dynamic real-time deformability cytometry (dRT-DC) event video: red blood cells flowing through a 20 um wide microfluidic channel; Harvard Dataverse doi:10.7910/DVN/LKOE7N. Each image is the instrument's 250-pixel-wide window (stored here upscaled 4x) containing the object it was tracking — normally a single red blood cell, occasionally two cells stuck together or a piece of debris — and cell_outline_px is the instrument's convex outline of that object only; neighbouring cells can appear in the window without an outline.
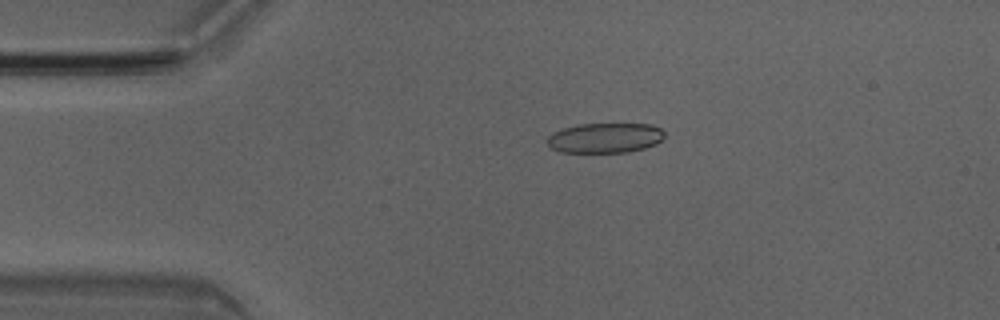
{"species": "Egyptian fruit bat (a non-hibernating species)", "species_latin": "Rousettus aegyptiacus", "temperature_condition": "room temperature", "stored_images_in_passage": 3, "camera_frame_rate_fps": 3000, "um_per_image_px": 0.085, "animal": {"sex": "male"}, "frame": {"image": 1, "passage_image": 2, "time_ms": 0.333, "image_size_px": [1000, 320], "cell_outline_px": [[664, 136], [656, 144], [644, 148], [628, 152], [560, 152], [552, 148], [548, 144], [548, 136], [552, 132], [576, 124], [652, 124], [660, 128], [664, 132]], "centroid_in_image_um": [51.43, 11.72], "position_along_channel_um": 33.6, "area_um2": 20.46}}